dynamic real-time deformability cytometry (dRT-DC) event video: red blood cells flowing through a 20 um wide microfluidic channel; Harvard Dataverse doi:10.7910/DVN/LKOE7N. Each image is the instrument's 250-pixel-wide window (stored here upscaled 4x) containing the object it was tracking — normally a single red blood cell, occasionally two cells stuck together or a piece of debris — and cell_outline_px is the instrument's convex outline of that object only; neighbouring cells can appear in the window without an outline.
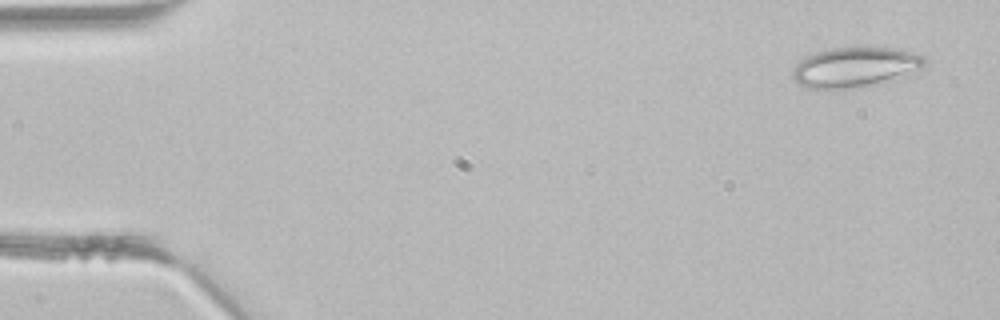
{"species": "common noctule bat (a hibernating species)", "species_latin": "Nyctalus noctula", "temperature_condition": "room temperature", "stored_images_in_passage": 3, "camera_frame_rate_fps": 3000, "um_per_image_px": 0.085, "animal": {"sex": "male", "body_mass_g": 21.5, "forearm_length_mm": 52.0}, "frame": {"image": 1, "passage_image": 1, "time_ms": 0.0, "image_size_px": [1000, 320], "cell_outline_px": [[924, 64], [916, 76], [856, 88], [808, 88], [796, 84], [792, 80], [792, 68], [800, 60], [816, 52], [836, 48], [908, 48], [924, 56]], "centroid_in_image_um": [72.78, 5.73], "position_along_channel_um": 12.2, "area_um2": 31.56}}